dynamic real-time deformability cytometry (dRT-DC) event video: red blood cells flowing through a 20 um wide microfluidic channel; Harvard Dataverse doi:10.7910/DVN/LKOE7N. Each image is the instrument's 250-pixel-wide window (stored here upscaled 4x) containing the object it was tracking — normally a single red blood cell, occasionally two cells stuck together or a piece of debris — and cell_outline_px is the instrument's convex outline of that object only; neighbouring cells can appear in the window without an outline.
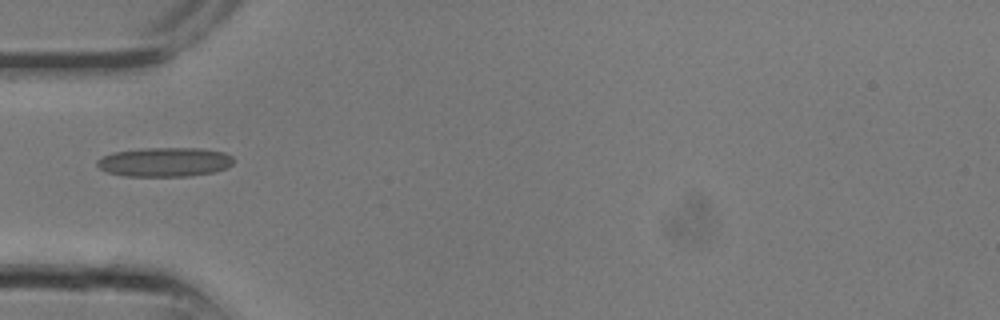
{"species": "common noctule bat (a hibernating species)", "species_latin": "Nyctalus noctula", "temperature_condition": "room temperature", "stored_images_in_passage": 2, "camera_frame_rate_fps": 3000, "um_per_image_px": 0.085, "animal": {"sex": "male", "body_mass_g": 13.3}, "frame": {"image": 1, "passage_image": 1, "time_ms": 0.0, "image_size_px": [1000, 320], "cell_outline_px": [[232, 164], [228, 168], [216, 172], [188, 176], [124, 176], [108, 172], [100, 168], [96, 164], [96, 160], [112, 152], [148, 148], [200, 148], [224, 152], [232, 156]], "centroid_in_image_um": [14.02, 13.77], "position_along_channel_um": 71.0, "area_um2": 23.29}}